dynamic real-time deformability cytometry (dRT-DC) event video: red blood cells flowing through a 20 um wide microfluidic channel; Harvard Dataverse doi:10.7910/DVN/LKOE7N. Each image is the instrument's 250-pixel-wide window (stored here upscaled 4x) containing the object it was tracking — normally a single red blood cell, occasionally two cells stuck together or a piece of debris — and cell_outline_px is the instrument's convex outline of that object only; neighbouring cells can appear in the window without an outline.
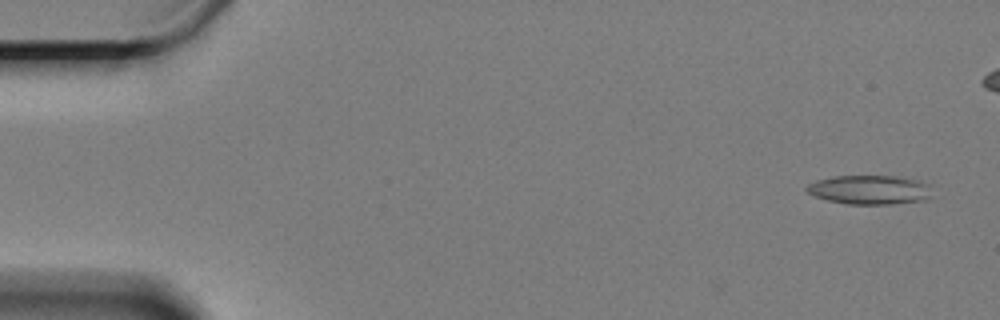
{"species": "Egyptian fruit bat (a non-hibernating species)", "species_latin": "Rousettus aegyptiacus", "temperature_condition": "cold", "stored_images_in_passage": 8, "camera_frame_rate_fps": 3000, "um_per_image_px": 0.085, "animal": {"sex": "female"}, "frame": {"image": 1, "passage_image": 3, "time_ms": 0.667, "image_size_px": [1000, 320], "cell_outline_px": [[932, 184], [928, 196], [924, 200], [892, 204], [848, 204], [828, 200], [816, 196], [808, 192], [804, 188], [808, 184], [816, 180], [832, 176], [900, 176]], "centroid_in_image_um": [73.92, 16.12], "position_along_channel_um": 11.1, "area_um2": 21.27}}